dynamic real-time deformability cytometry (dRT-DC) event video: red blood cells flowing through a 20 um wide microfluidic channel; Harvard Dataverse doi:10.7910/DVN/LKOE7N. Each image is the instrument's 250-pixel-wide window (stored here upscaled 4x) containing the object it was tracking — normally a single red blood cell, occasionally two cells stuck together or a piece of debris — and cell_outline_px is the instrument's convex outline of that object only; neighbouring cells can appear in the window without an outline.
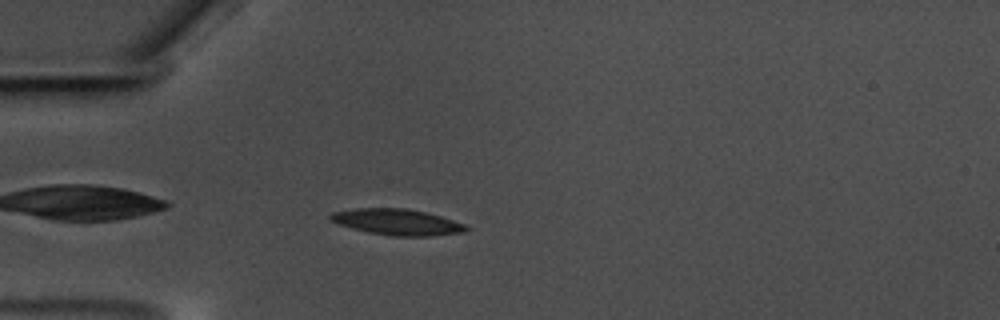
{"species": "common noctule bat (a hibernating species)", "species_latin": "Nyctalus noctula", "temperature_condition": "warm", "stored_images_in_passage": 45, "camera_frame_rate_fps": 3000, "um_per_image_px": 0.085, "animal": {"sex": "male", "body_mass_g": 17.5, "forearm_length_mm": 52.3}, "frame": {"image": 1, "passage_image": 4, "time_ms": 1.0, "image_size_px": [1000, 320], "cell_outline_px": [[472, 228], [464, 232], [428, 236], [392, 236], [368, 232], [352, 228], [328, 220], [328, 216], [332, 212], [356, 208], [408, 208], [428, 212], [464, 224]], "centroid_in_image_um": [33.76, 18.86], "position_along_channel_um": 51.2, "area_um2": 20.69}}
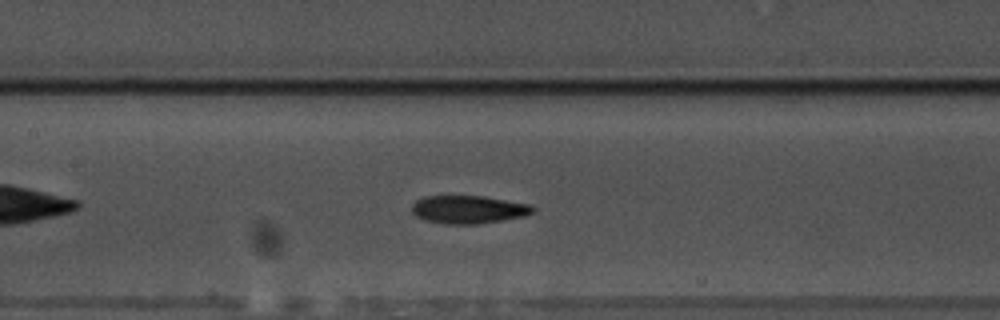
{"frame": {"image": 2, "passage_image": 15, "time_ms": 4.667, "image_size_px": [1000, 320], "cell_outline_px": [[536, 212], [524, 216], [480, 224], [444, 224], [424, 220], [416, 216], [412, 212], [412, 204], [416, 200], [424, 196], [484, 196], [532, 204], [536, 208]], "centroid_in_image_um": [39.85, 17.81], "position_along_channel_um": 167.6, "area_um2": 20.06}}
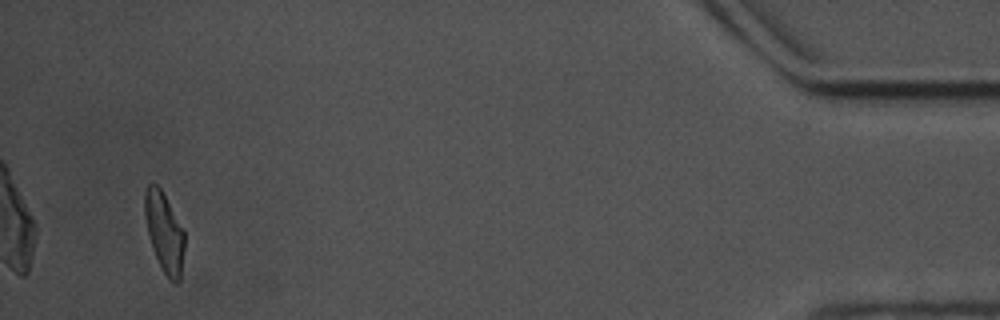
{"frame": {"image": 3, "passage_image": 43, "time_ms": 14.0, "image_size_px": [1000, 320], "cell_outline_px": [[184, 248], [180, 280], [176, 284], [168, 280], [156, 256], [148, 232], [144, 216], [144, 192], [148, 184], [152, 180], [160, 188], [184, 232]], "centroid_in_image_um": [13.95, 19.73], "position_along_channel_um": 421.2, "area_um2": 18.15}, "authors_computed_cell_mechanics": {"area_um2": 19.7676, "velocity_mm_per_s": 3.5269, "shape_relaxation_time_tau1_ms": 4.4075, "shape_relaxation_time_tau2_ms": 2.9942, "deformation_change_tau1": 0.1696, "deformation_change_tau2": 0.1043}}